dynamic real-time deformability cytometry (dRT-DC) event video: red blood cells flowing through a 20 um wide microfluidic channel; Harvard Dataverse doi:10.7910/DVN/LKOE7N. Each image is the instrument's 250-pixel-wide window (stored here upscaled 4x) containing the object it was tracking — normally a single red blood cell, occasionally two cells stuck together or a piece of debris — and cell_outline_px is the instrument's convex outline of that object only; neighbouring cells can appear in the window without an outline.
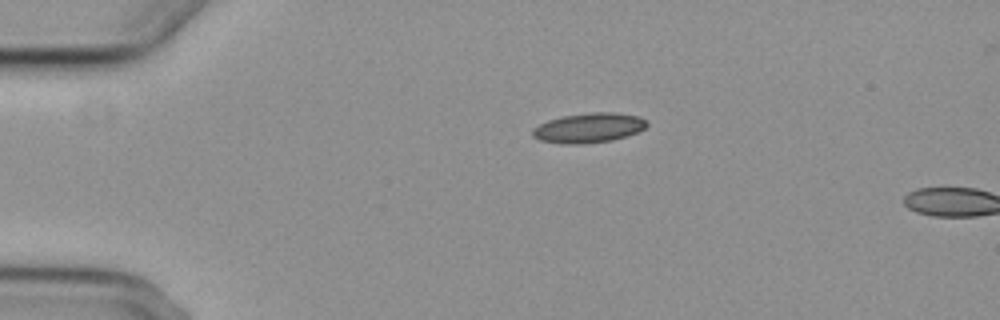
{"species": "common noctule bat (a hibernating species)", "species_latin": "Nyctalus noctula", "temperature_condition": "cold", "stored_images_in_passage": 2, "camera_frame_rate_fps": 3000, "um_per_image_px": 0.085, "animal": {"sex": "female", "body_mass_g": 29.2, "forearm_length_mm": 56.3}, "frame": {"image": 1, "passage_image": 1, "time_ms": 0.0, "image_size_px": [1000, 320], "cell_outline_px": [[648, 124], [640, 132], [628, 136], [612, 140], [580, 144], [564, 144], [540, 140], [532, 136], [532, 128], [548, 120], [560, 116], [592, 112], [616, 112], [640, 116], [648, 120]], "centroid_in_image_um": [50.08, 10.86], "position_along_channel_um": 34.9, "area_um2": 20.11}}